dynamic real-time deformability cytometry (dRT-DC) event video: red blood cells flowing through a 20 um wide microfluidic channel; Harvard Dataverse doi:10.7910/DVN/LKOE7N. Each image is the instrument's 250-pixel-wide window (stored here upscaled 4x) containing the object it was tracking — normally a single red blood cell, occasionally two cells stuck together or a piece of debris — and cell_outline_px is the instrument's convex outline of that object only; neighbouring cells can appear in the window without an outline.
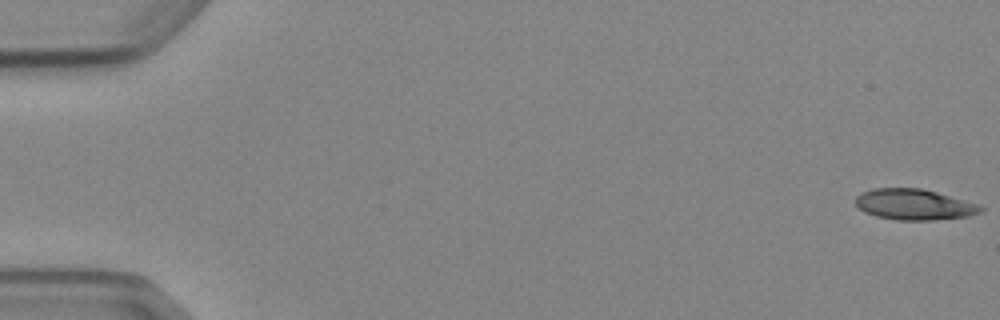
{"species": "Egyptian fruit bat (a non-hibernating species)", "species_latin": "Rousettus aegyptiacus", "temperature_condition": "cold", "stored_images_in_passage": 5, "camera_frame_rate_fps": 3000, "um_per_image_px": 0.085, "animal": {"sex": "female"}, "frame": {"image": 1, "passage_image": 1, "time_ms": 0.0, "image_size_px": [1000, 320], "cell_outline_px": [[984, 208], [980, 212], [968, 216], [932, 220], [900, 220], [876, 216], [864, 212], [856, 204], [856, 196], [872, 188], [920, 188], [936, 192], [976, 204]], "centroid_in_image_um": [77.67, 17.38], "position_along_channel_um": 7.3, "area_um2": 22.08}}
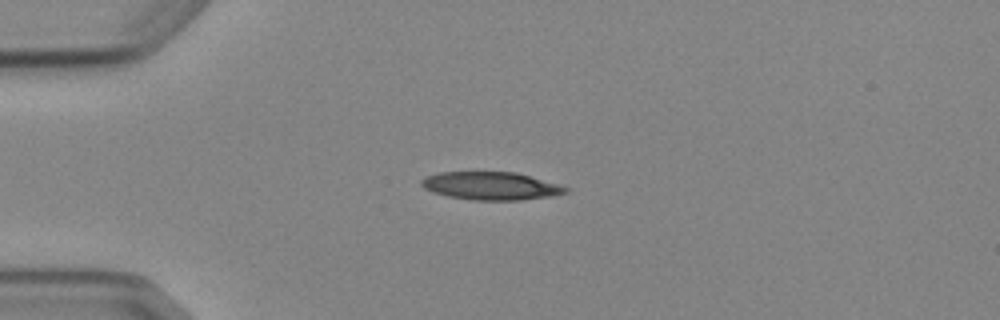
{"frame": {"image": 2, "passage_image": 5, "time_ms": 4.333, "image_size_px": [1000, 320], "cell_outline_px": [[572, 188], [568, 192], [552, 196], [520, 200], [472, 200], [448, 196], [424, 188], [420, 184], [420, 180], [424, 176], [440, 172], [516, 172], [560, 184]], "centroid_in_image_um": [41.77, 15.79], "position_along_channel_um": 43.2, "area_um2": 23.64}}